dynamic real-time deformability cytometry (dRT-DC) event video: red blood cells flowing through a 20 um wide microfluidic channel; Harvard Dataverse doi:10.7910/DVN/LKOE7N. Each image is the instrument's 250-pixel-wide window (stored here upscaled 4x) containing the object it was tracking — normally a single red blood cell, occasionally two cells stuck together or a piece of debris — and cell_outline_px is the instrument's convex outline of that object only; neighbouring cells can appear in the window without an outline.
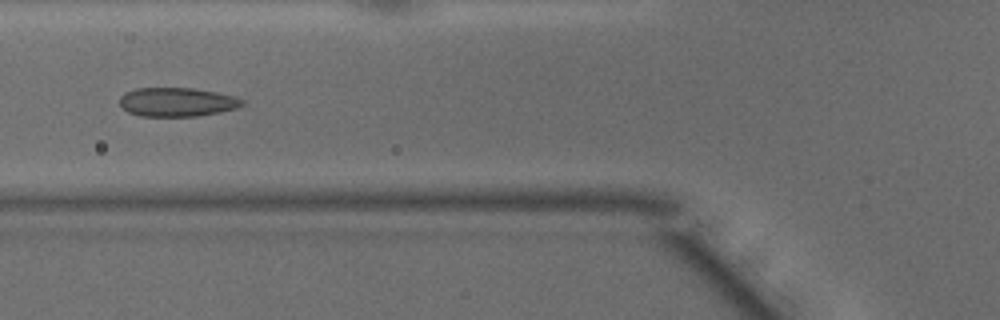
{"species": "common noctule bat (a hibernating species)", "species_latin": "Nyctalus noctula", "temperature_condition": "warm", "stored_images_in_passage": 39, "camera_frame_rate_fps": 3000, "um_per_image_px": 0.085, "animal": {"sex": "male", "body_mass_g": 15.6}, "frame": {"image": 1, "passage_image": 9, "time_ms": 2.667, "image_size_px": [1000, 320], "cell_outline_px": [[244, 104], [236, 108], [220, 112], [196, 116], [140, 116], [128, 112], [120, 104], [120, 96], [124, 92], [136, 88], [192, 88], [216, 92], [236, 96], [244, 100]], "centroid_in_image_um": [15.05, 8.67], "position_along_channel_um": 110.8, "area_um2": 20.69}}
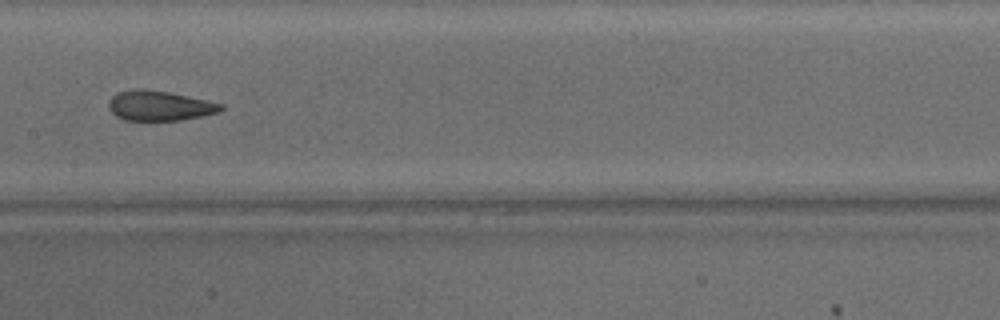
{"frame": {"image": 2, "passage_image": 15, "time_ms": 4.667, "image_size_px": [1000, 320], "cell_outline_px": [[224, 108], [216, 112], [200, 116], [180, 120], [124, 120], [116, 116], [108, 108], [108, 100], [116, 92], [136, 88], [144, 88], [168, 92], [208, 100], [224, 104]], "centroid_in_image_um": [13.51, 8.97], "position_along_channel_um": 193.9, "area_um2": 19.65}}
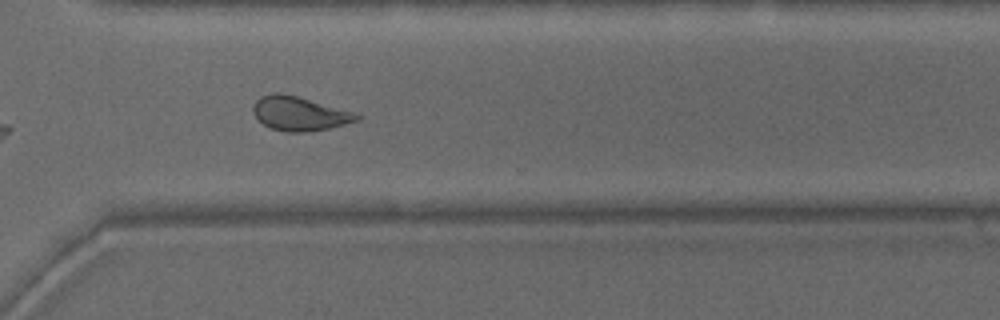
{"frame": {"image": 3, "passage_image": 26, "time_ms": 8.333, "image_size_px": [1000, 320], "cell_outline_px": [[360, 120], [328, 128], [308, 132], [288, 132], [272, 128], [264, 124], [252, 112], [252, 108], [256, 100], [260, 96], [272, 92], [280, 92], [296, 96], [356, 112], [360, 116]], "centroid_in_image_um": [25.45, 9.64], "position_along_channel_um": 345.1, "area_um2": 20.52}, "authors_computed_cell_mechanics": {"area_um2": 20.5768, "velocity_mm_per_s": 4.1341, "shape_relaxation_time_tau1_ms": null, "shape_relaxation_time_tau2_ms": 1.1019, "deformation_change_tau1": null, "deformation_change_tau2": 0.0727}}